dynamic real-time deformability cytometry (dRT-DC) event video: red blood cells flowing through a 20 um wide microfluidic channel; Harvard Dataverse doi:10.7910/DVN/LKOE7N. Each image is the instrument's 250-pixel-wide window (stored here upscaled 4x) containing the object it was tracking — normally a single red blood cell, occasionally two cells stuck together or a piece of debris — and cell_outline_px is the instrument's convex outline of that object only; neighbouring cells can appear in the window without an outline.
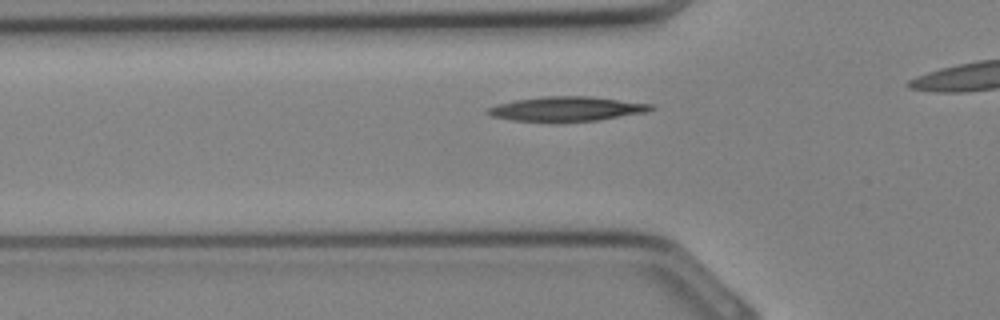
{"species": "Egyptian fruit bat (a non-hibernating species)", "species_latin": "Rousettus aegyptiacus", "temperature_condition": "cold", "stored_images_in_passage": 22, "camera_frame_rate_fps": 3000, "um_per_image_px": 0.085, "animal": {"sex": "female"}, "frame": {"image": 1, "passage_image": 6, "time_ms": 1.667, "image_size_px": [1000, 320], "cell_outline_px": [[656, 108], [644, 112], [600, 120], [512, 120], [492, 116], [484, 112], [488, 108], [496, 104], [516, 100], [544, 96], [592, 96], [652, 104]], "centroid_in_image_um": [48.17, 9.23], "position_along_channel_um": 77.6, "area_um2": 22.77}}
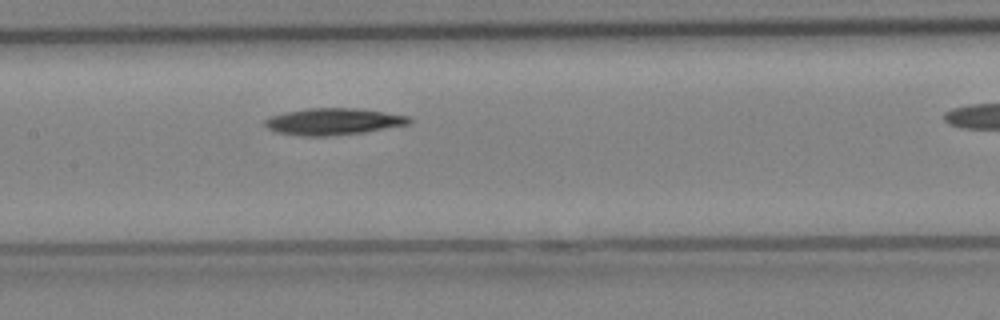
{"frame": {"image": 2, "passage_image": 11, "time_ms": 3.333, "image_size_px": [1000, 320], "cell_outline_px": [[412, 124], [364, 132], [328, 136], [300, 136], [276, 132], [268, 128], [264, 124], [264, 120], [272, 116], [284, 112], [308, 108], [352, 108], [384, 112], [408, 116], [412, 120]], "centroid_in_image_um": [28.33, 10.34], "position_along_channel_um": 179.1, "area_um2": 22.43}}